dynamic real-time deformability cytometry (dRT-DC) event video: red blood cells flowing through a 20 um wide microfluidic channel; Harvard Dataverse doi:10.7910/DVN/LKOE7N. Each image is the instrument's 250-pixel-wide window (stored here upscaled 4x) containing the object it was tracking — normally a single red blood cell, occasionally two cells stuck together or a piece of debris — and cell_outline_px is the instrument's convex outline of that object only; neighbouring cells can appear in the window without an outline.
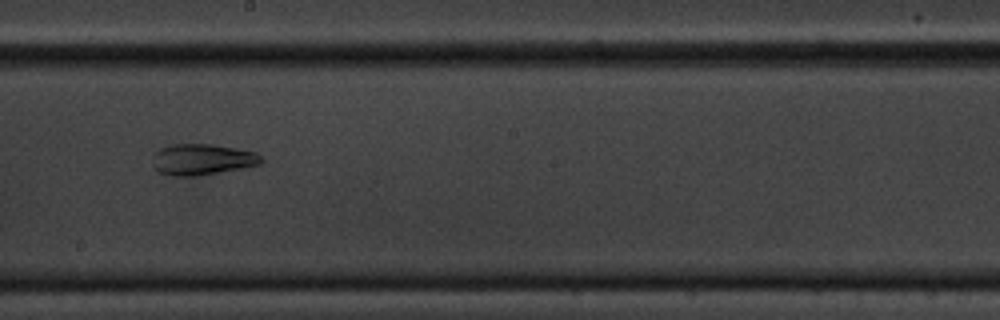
{"species": "common noctule bat (a hibernating species)", "species_latin": "Nyctalus noctula", "temperature_condition": "cold", "stored_images_in_passage": 15, "camera_frame_rate_fps": 3000, "um_per_image_px": 0.085, "animal": {"sex": "male", "body_mass_g": 20.1, "forearm_length_mm": 53.5}, "frame": {"image": 1, "passage_image": 9, "time_ms": 10.0, "image_size_px": [1000, 320], "cell_outline_px": [[264, 160], [260, 164], [240, 168], [192, 176], [176, 176], [160, 172], [152, 164], [152, 156], [160, 148], [168, 144], [212, 144], [236, 148], [256, 152]], "centroid_in_image_um": [17.16, 13.53], "position_along_channel_um": 231.0, "area_um2": 19.48}}
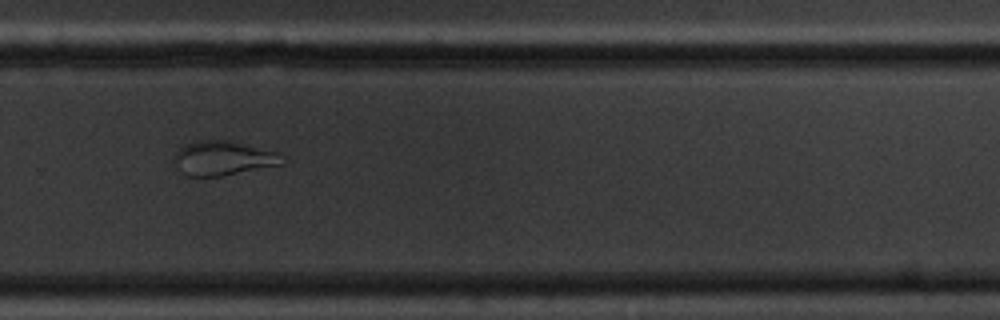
{"frame": {"image": 2, "passage_image": 11, "time_ms": 12.333, "image_size_px": [1000, 320], "cell_outline_px": [[284, 164], [220, 176], [188, 176], [172, 160], [176, 152], [184, 144], [200, 140], [228, 140], [280, 152], [284, 156]], "centroid_in_image_um": [19.01, 13.43], "position_along_channel_um": 310.8, "area_um2": 21.62}, "authors_computed_cell_mechanics": {"area_um2": 22.0218, "velocity_mm_per_s": 3.4218, "shape_relaxation_time_tau1_ms": null, "shape_relaxation_time_tau2_ms": 1.3633, "deformation_change_tau1": null, "deformation_change_tau2": 0.0657}}